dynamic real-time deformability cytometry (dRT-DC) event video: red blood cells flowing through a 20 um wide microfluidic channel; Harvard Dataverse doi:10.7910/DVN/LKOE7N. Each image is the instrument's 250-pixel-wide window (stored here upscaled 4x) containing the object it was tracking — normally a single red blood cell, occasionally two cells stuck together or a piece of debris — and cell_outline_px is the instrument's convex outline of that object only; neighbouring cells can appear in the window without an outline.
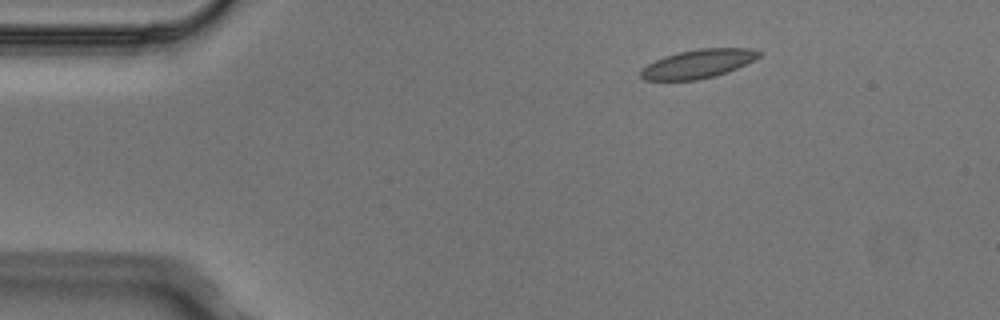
{"species": "Egyptian fruit bat (a non-hibernating species)", "species_latin": "Rousettus aegyptiacus", "temperature_condition": "cold", "stored_images_in_passage": 3, "camera_frame_rate_fps": 3000, "um_per_image_px": 0.085, "animal": {"sex": "male"}, "frame": {"image": 1, "passage_image": 1, "time_ms": 0.0, "image_size_px": [1000, 320], "cell_outline_px": [[760, 56], [728, 72], [716, 76], [696, 80], [644, 80], [640, 76], [640, 68], [664, 56], [676, 52], [696, 48], [748, 48], [760, 52]], "centroid_in_image_um": [59.28, 5.42], "position_along_channel_um": 25.7, "area_um2": 19.77}}
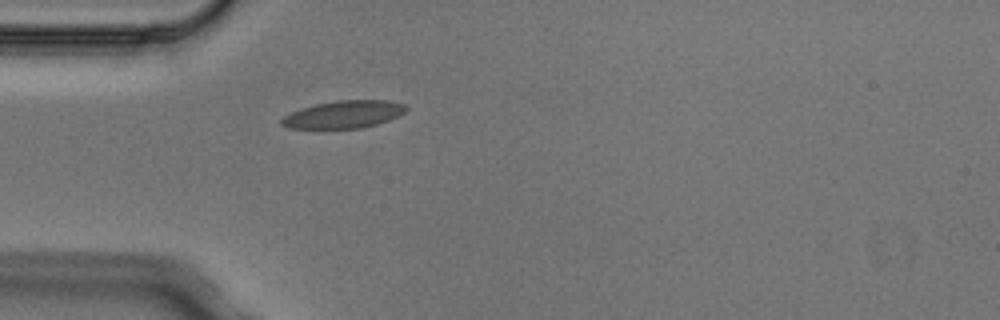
{"frame": {"image": 2, "passage_image": 3, "time_ms": 0.667, "image_size_px": [1000, 320], "cell_outline_px": [[408, 108], [404, 112], [388, 120], [364, 128], [288, 128], [280, 124], [280, 120], [284, 116], [292, 112], [316, 104], [336, 100], [388, 100], [404, 104]], "centroid_in_image_um": [29.22, 9.72], "position_along_channel_um": 55.8, "area_um2": 19.77}}